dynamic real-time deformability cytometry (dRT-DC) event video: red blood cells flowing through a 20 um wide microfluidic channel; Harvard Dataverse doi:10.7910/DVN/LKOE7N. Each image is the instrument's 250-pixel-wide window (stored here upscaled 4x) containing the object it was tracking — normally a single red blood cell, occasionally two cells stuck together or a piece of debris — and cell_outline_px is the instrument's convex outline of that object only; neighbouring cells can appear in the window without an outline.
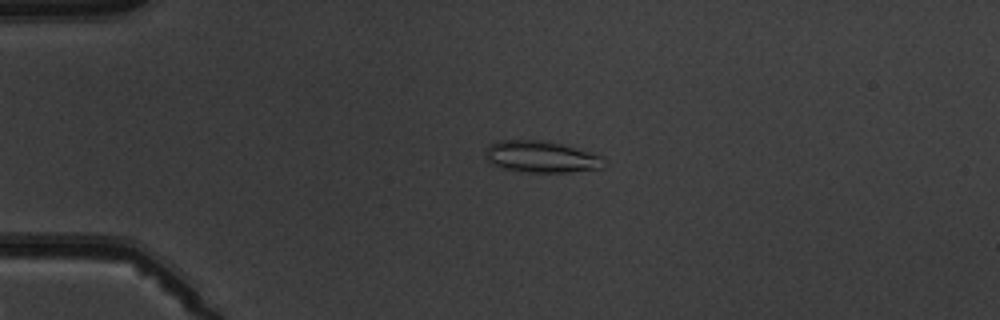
{"species": "common noctule bat (a hibernating species)", "species_latin": "Nyctalus noctula", "temperature_condition": "warm", "stored_images_in_passage": 3, "camera_frame_rate_fps": 3000, "um_per_image_px": 0.085, "animal": {"sex": "male", "body_mass_g": 19.5, "forearm_length_mm": 54.6}, "frame": {"image": 1, "passage_image": 1, "time_ms": 0.0, "image_size_px": [1000, 320], "cell_outline_px": [[604, 164], [600, 168], [568, 172], [528, 172], [500, 168], [492, 164], [484, 156], [484, 148], [488, 144], [496, 140], [544, 140], [592, 152], [604, 156]], "centroid_in_image_um": [45.94, 13.31], "position_along_channel_um": 39.1, "area_um2": 22.08}}
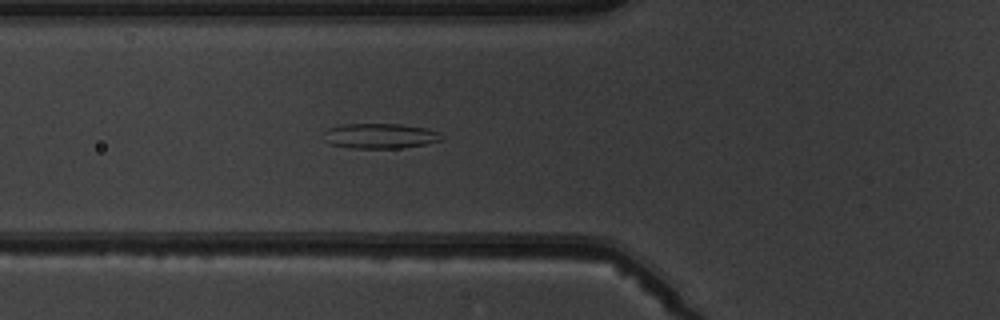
{"frame": {"image": 2, "passage_image": 3, "time_ms": 2.333, "image_size_px": [1000, 320], "cell_outline_px": [[444, 140], [424, 144], [400, 148], [352, 148], [332, 144], [324, 140], [324, 132], [328, 128], [344, 124], [400, 124], [424, 128], [440, 132], [444, 136]], "centroid_in_image_um": [32.33, 11.55], "position_along_channel_um": 93.5, "area_um2": 17.22}}